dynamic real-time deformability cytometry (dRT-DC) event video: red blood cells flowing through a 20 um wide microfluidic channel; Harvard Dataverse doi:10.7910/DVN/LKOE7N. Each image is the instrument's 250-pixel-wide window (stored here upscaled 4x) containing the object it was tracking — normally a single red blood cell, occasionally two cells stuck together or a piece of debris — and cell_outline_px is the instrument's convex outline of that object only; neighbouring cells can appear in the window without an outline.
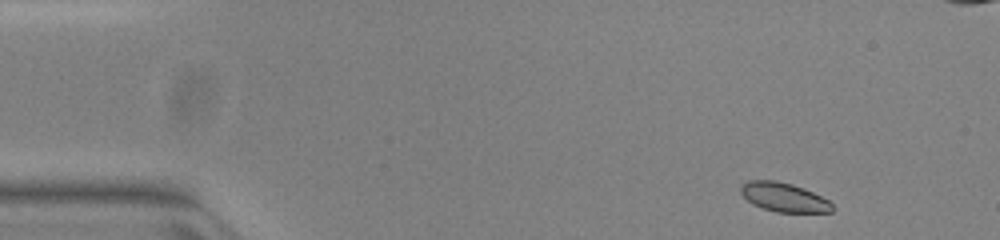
{"species": "common noctule bat (a hibernating species)", "species_latin": "Nyctalus noctula", "temperature_condition": "warm", "stored_images_in_passage": 11, "camera_frame_rate_fps": 3000, "um_per_image_px": 0.085, "animal": {"sex": "female", "body_mass_g": 23.0, "forearm_length_mm": 53.4}, "frame": {"image": 1, "passage_image": 1, "time_ms": 0.0, "image_size_px": [1000, 240], "cell_outline_px": [[832, 212], [776, 212], [752, 204], [740, 192], [740, 188], [748, 180], [776, 180], [792, 184], [804, 188], [828, 200], [832, 204]], "centroid_in_image_um": [66.62, 16.76], "position_along_channel_um": 18.4, "area_um2": 15.32}}
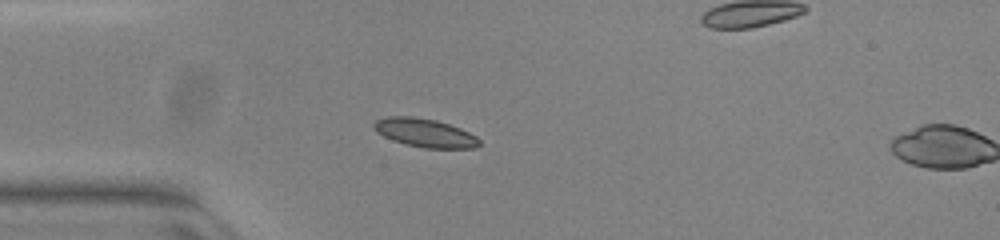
{"frame": {"image": 2, "passage_image": 10, "time_ms": 3.0, "image_size_px": [1000, 240], "cell_outline_px": [[480, 144], [476, 148], [424, 148], [404, 144], [384, 136], [376, 132], [372, 124], [376, 120], [388, 116], [412, 116], [436, 120], [460, 128], [476, 136], [480, 140]], "centroid_in_image_um": [36.11, 11.29], "position_along_channel_um": 48.9, "area_um2": 17.51}}